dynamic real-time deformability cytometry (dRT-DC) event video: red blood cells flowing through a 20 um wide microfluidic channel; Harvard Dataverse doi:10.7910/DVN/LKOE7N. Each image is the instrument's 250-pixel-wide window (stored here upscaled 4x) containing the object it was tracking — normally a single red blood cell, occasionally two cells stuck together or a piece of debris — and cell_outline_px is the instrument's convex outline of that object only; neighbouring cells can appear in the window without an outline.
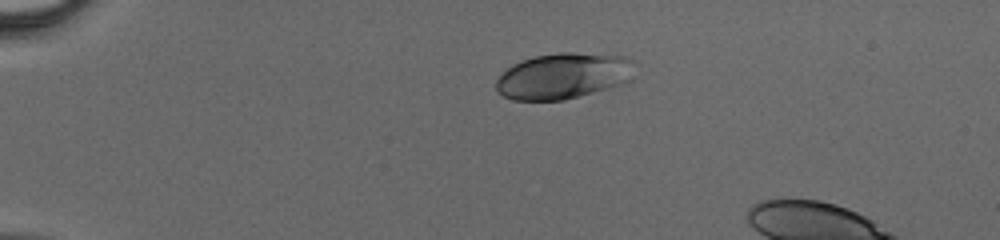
{"species": "human", "species_latin": "Homo sapiens", "temperature_condition": "cold", "stored_images_in_passage": 35, "camera_frame_rate_fps": 3000, "um_per_image_px": 0.085, "donor": {"sex": "male"}, "frame": {"image": 1, "passage_image": 1, "time_ms": 0.0, "image_size_px": [1000, 240], "cell_outline_px": [[632, 80], [620, 84], [564, 100], [512, 100], [496, 92], [496, 80], [512, 64], [520, 60], [536, 56], [560, 52], [572, 52], [628, 56], [632, 60]], "centroid_in_image_um": [47.86, 6.44], "position_along_channel_um": 37.1, "area_um2": 36.99}}
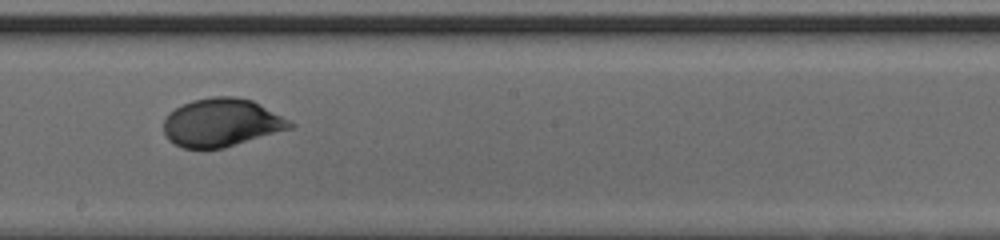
{"frame": {"image": 2, "passage_image": 18, "time_ms": 5.667, "image_size_px": [1000, 240], "cell_outline_px": [[296, 128], [224, 148], [184, 148], [168, 140], [164, 132], [164, 120], [168, 112], [192, 100], [212, 96], [236, 96], [252, 100], [260, 104], [296, 124]], "centroid_in_image_um": [18.87, 10.42], "position_along_channel_um": 229.3, "area_um2": 35.72}}
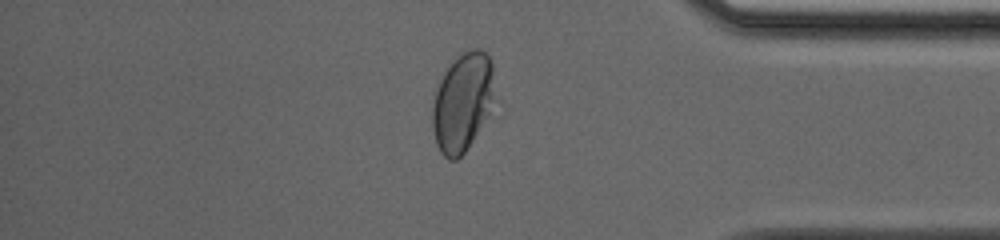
{"frame": {"image": 3, "passage_image": 30, "time_ms": 9.667, "image_size_px": [1000, 240], "cell_outline_px": [[500, 100], [464, 152], [456, 160], [448, 160], [440, 152], [436, 144], [432, 128], [432, 104], [436, 88], [444, 72], [456, 56], [472, 48], [480, 48], [488, 56], [492, 64]], "centroid_in_image_um": [39.39, 8.66], "position_along_channel_um": 395.8, "area_um2": 37.05}}